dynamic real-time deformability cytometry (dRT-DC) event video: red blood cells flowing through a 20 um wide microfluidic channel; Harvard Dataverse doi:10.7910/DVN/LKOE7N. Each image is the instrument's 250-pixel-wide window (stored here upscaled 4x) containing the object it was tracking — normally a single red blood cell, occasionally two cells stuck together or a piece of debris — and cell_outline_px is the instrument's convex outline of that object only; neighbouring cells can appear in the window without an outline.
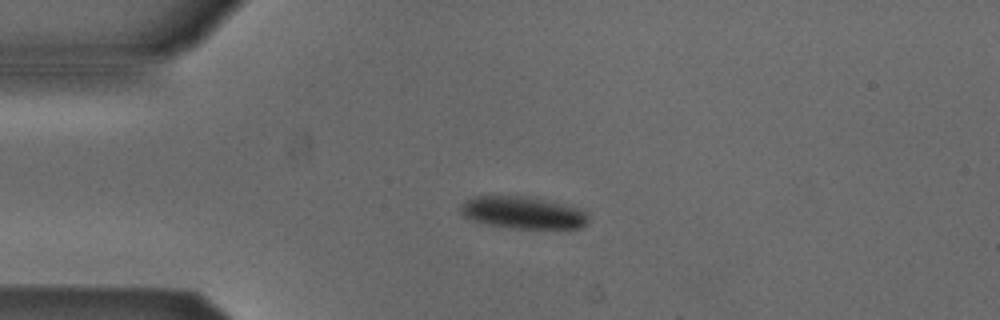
{"species": "Egyptian fruit bat (a non-hibernating species)", "species_latin": "Rousettus aegyptiacus", "temperature_condition": "cold", "stored_images_in_passage": 41, "camera_frame_rate_fps": 3000, "um_per_image_px": 0.085, "animal": {"sex": "male"}, "frame": {"image": 1, "passage_image": 1, "time_ms": 0.0, "image_size_px": [1000, 320], "cell_outline_px": [[588, 220], [580, 228], [512, 228], [484, 224], [468, 220], [460, 212], [460, 204], [476, 196], [524, 196], [544, 200], [576, 208], [588, 212]], "centroid_in_image_um": [44.38, 18.08], "position_along_channel_um": 40.6, "area_um2": 23.76}}
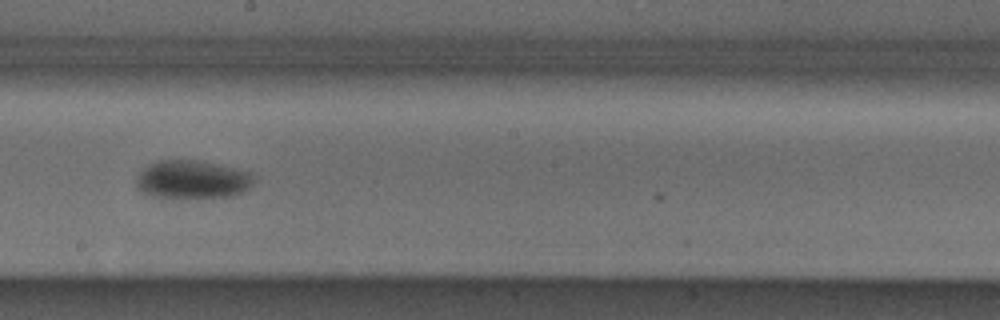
{"frame": {"image": 2, "passage_image": 18, "time_ms": 5.667, "image_size_px": [1000, 320], "cell_outline_px": [[256, 176], [252, 184], [244, 192], [232, 196], [152, 196], [140, 192], [136, 188], [136, 176], [148, 164], [156, 160], [196, 160], [232, 168], [248, 172]], "centroid_in_image_um": [16.3, 15.24], "position_along_channel_um": 231.9, "area_um2": 25.78}}
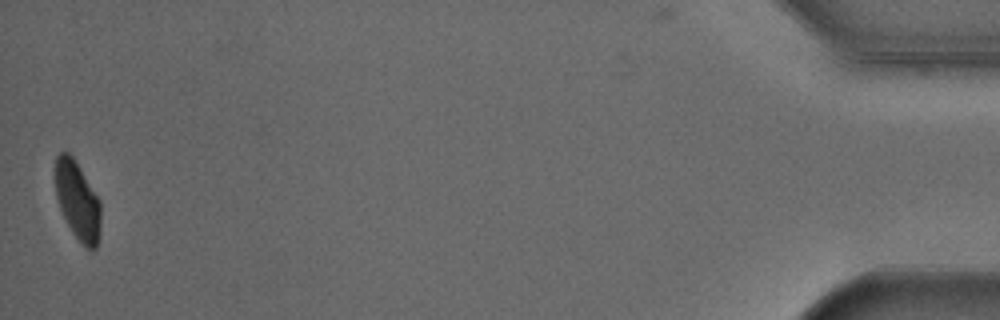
{"frame": {"image": 3, "passage_image": 41, "time_ms": 13.333, "image_size_px": [1000, 320], "cell_outline_px": [[100, 236], [96, 248], [92, 252], [84, 248], [72, 232], [60, 208], [56, 196], [56, 156], [60, 152], [68, 152], [72, 156], [80, 168], [100, 200]], "centroid_in_image_um": [6.62, 17.12], "position_along_channel_um": 428.6, "area_um2": 20.75}, "authors_computed_cell_mechanics": {"area_um2": 25.721, "velocity_mm_per_s": 3.8507, "shape_relaxation_time_tau1_ms": 9.222, "shape_relaxation_time_tau2_ms": null, "deformation_change_tau1": 0.1428, "deformation_change_tau2": null}}